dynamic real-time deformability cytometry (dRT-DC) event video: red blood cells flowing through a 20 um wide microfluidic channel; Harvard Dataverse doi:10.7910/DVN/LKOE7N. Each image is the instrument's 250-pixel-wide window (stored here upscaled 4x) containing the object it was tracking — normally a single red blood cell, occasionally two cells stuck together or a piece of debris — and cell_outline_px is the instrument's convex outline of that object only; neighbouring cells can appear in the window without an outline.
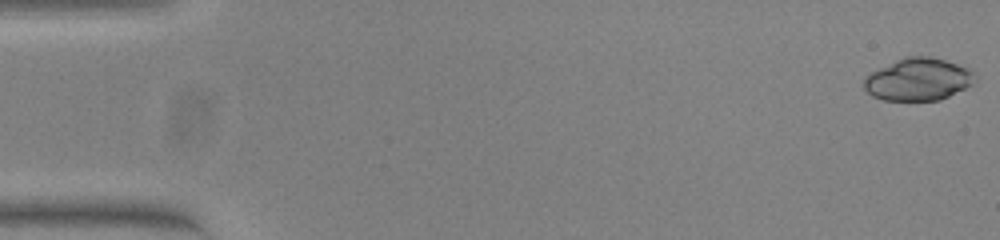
{"species": "common noctule bat (a hibernating species)", "species_latin": "Nyctalus noctula", "temperature_condition": "warm", "stored_images_in_passage": 54, "camera_frame_rate_fps": 3000, "um_per_image_px": 0.085, "animal": {"sex": "female", "body_mass_g": 23.0, "forearm_length_mm": 53.4}, "frame": {"image": 1, "passage_image": 1, "time_ms": 0.0, "image_size_px": [1000, 240], "cell_outline_px": [[972, 84], [940, 100], [884, 100], [872, 96], [864, 88], [864, 76], [904, 56], [932, 56], [968, 68], [972, 72]], "centroid_in_image_um": [77.99, 6.74], "position_along_channel_um": 7.0, "area_um2": 26.99}}